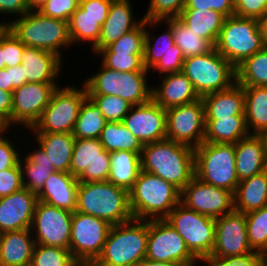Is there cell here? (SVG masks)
<instances>
[{"label": "cell", "instance_id": "7a4b0ae2", "mask_svg": "<svg viewBox=\"0 0 267 266\" xmlns=\"http://www.w3.org/2000/svg\"><path fill=\"white\" fill-rule=\"evenodd\" d=\"M76 211L106 220L111 225L134 219L129 191L109 181L79 182Z\"/></svg>", "mask_w": 267, "mask_h": 266}, {"label": "cell", "instance_id": "836d02e7", "mask_svg": "<svg viewBox=\"0 0 267 266\" xmlns=\"http://www.w3.org/2000/svg\"><path fill=\"white\" fill-rule=\"evenodd\" d=\"M31 152L25 159L20 158L19 165L22 171L23 187L37 194L43 188L47 178L56 170L40 146Z\"/></svg>", "mask_w": 267, "mask_h": 266}, {"label": "cell", "instance_id": "680465c9", "mask_svg": "<svg viewBox=\"0 0 267 266\" xmlns=\"http://www.w3.org/2000/svg\"><path fill=\"white\" fill-rule=\"evenodd\" d=\"M13 92L0 89V128L12 126ZM11 125V126H10Z\"/></svg>", "mask_w": 267, "mask_h": 266}, {"label": "cell", "instance_id": "52a82bcc", "mask_svg": "<svg viewBox=\"0 0 267 266\" xmlns=\"http://www.w3.org/2000/svg\"><path fill=\"white\" fill-rule=\"evenodd\" d=\"M263 48L258 19L236 15L225 18L215 49L235 68Z\"/></svg>", "mask_w": 267, "mask_h": 266}, {"label": "cell", "instance_id": "9f6ffc18", "mask_svg": "<svg viewBox=\"0 0 267 266\" xmlns=\"http://www.w3.org/2000/svg\"><path fill=\"white\" fill-rule=\"evenodd\" d=\"M184 55L182 51H170L163 55L160 61L152 68L158 71L159 76L182 72Z\"/></svg>", "mask_w": 267, "mask_h": 266}, {"label": "cell", "instance_id": "e0dca14e", "mask_svg": "<svg viewBox=\"0 0 267 266\" xmlns=\"http://www.w3.org/2000/svg\"><path fill=\"white\" fill-rule=\"evenodd\" d=\"M110 167V153L99 139H75L70 174L79 182L107 181Z\"/></svg>", "mask_w": 267, "mask_h": 266}, {"label": "cell", "instance_id": "ab89813d", "mask_svg": "<svg viewBox=\"0 0 267 266\" xmlns=\"http://www.w3.org/2000/svg\"><path fill=\"white\" fill-rule=\"evenodd\" d=\"M106 18H93L78 6L68 21L69 36L73 44L88 42L92 48L97 44L100 29Z\"/></svg>", "mask_w": 267, "mask_h": 266}, {"label": "cell", "instance_id": "91938a15", "mask_svg": "<svg viewBox=\"0 0 267 266\" xmlns=\"http://www.w3.org/2000/svg\"><path fill=\"white\" fill-rule=\"evenodd\" d=\"M29 11L27 0H0V13L21 17Z\"/></svg>", "mask_w": 267, "mask_h": 266}, {"label": "cell", "instance_id": "6f0895ef", "mask_svg": "<svg viewBox=\"0 0 267 266\" xmlns=\"http://www.w3.org/2000/svg\"><path fill=\"white\" fill-rule=\"evenodd\" d=\"M112 0H80L79 6L93 18H107Z\"/></svg>", "mask_w": 267, "mask_h": 266}, {"label": "cell", "instance_id": "7bdbcfd3", "mask_svg": "<svg viewBox=\"0 0 267 266\" xmlns=\"http://www.w3.org/2000/svg\"><path fill=\"white\" fill-rule=\"evenodd\" d=\"M146 20L144 19L136 28L124 34L116 42L97 53H129V55H144Z\"/></svg>", "mask_w": 267, "mask_h": 266}, {"label": "cell", "instance_id": "ac0fdd59", "mask_svg": "<svg viewBox=\"0 0 267 266\" xmlns=\"http://www.w3.org/2000/svg\"><path fill=\"white\" fill-rule=\"evenodd\" d=\"M57 83H25L13 91L12 126L31 128L50 103Z\"/></svg>", "mask_w": 267, "mask_h": 266}, {"label": "cell", "instance_id": "003e7915", "mask_svg": "<svg viewBox=\"0 0 267 266\" xmlns=\"http://www.w3.org/2000/svg\"><path fill=\"white\" fill-rule=\"evenodd\" d=\"M5 68L4 56L2 51V31L0 32V70Z\"/></svg>", "mask_w": 267, "mask_h": 266}, {"label": "cell", "instance_id": "30bf717a", "mask_svg": "<svg viewBox=\"0 0 267 266\" xmlns=\"http://www.w3.org/2000/svg\"><path fill=\"white\" fill-rule=\"evenodd\" d=\"M82 85V89L70 85L58 86L40 119L27 130L34 133L72 134L81 105L88 97L86 87Z\"/></svg>", "mask_w": 267, "mask_h": 266}, {"label": "cell", "instance_id": "b9f144b4", "mask_svg": "<svg viewBox=\"0 0 267 266\" xmlns=\"http://www.w3.org/2000/svg\"><path fill=\"white\" fill-rule=\"evenodd\" d=\"M245 215L251 249L267 256V206Z\"/></svg>", "mask_w": 267, "mask_h": 266}, {"label": "cell", "instance_id": "3957f363", "mask_svg": "<svg viewBox=\"0 0 267 266\" xmlns=\"http://www.w3.org/2000/svg\"><path fill=\"white\" fill-rule=\"evenodd\" d=\"M181 191L152 173L141 171L129 191L130 209L134 219H165L180 203Z\"/></svg>", "mask_w": 267, "mask_h": 266}, {"label": "cell", "instance_id": "ee69618b", "mask_svg": "<svg viewBox=\"0 0 267 266\" xmlns=\"http://www.w3.org/2000/svg\"><path fill=\"white\" fill-rule=\"evenodd\" d=\"M78 262L68 249L35 244L31 266H75Z\"/></svg>", "mask_w": 267, "mask_h": 266}, {"label": "cell", "instance_id": "681fc988", "mask_svg": "<svg viewBox=\"0 0 267 266\" xmlns=\"http://www.w3.org/2000/svg\"><path fill=\"white\" fill-rule=\"evenodd\" d=\"M25 45L6 26L2 30V51L5 67H14L22 63Z\"/></svg>", "mask_w": 267, "mask_h": 266}, {"label": "cell", "instance_id": "44dd1931", "mask_svg": "<svg viewBox=\"0 0 267 266\" xmlns=\"http://www.w3.org/2000/svg\"><path fill=\"white\" fill-rule=\"evenodd\" d=\"M37 201V194L24 187L0 198V234L30 229Z\"/></svg>", "mask_w": 267, "mask_h": 266}, {"label": "cell", "instance_id": "7dc6e473", "mask_svg": "<svg viewBox=\"0 0 267 266\" xmlns=\"http://www.w3.org/2000/svg\"><path fill=\"white\" fill-rule=\"evenodd\" d=\"M185 4L186 0H150L147 12L142 17L150 21L178 18Z\"/></svg>", "mask_w": 267, "mask_h": 266}, {"label": "cell", "instance_id": "03108f58", "mask_svg": "<svg viewBox=\"0 0 267 266\" xmlns=\"http://www.w3.org/2000/svg\"><path fill=\"white\" fill-rule=\"evenodd\" d=\"M48 0H27L29 10H38L41 8Z\"/></svg>", "mask_w": 267, "mask_h": 266}, {"label": "cell", "instance_id": "8d00e7d4", "mask_svg": "<svg viewBox=\"0 0 267 266\" xmlns=\"http://www.w3.org/2000/svg\"><path fill=\"white\" fill-rule=\"evenodd\" d=\"M99 140L109 153L131 151L141 154L143 148V144L127 129L123 122H106Z\"/></svg>", "mask_w": 267, "mask_h": 266}, {"label": "cell", "instance_id": "f546056e", "mask_svg": "<svg viewBox=\"0 0 267 266\" xmlns=\"http://www.w3.org/2000/svg\"><path fill=\"white\" fill-rule=\"evenodd\" d=\"M267 206V170L240 181L234 193L235 211L247 214Z\"/></svg>", "mask_w": 267, "mask_h": 266}, {"label": "cell", "instance_id": "603a6c76", "mask_svg": "<svg viewBox=\"0 0 267 266\" xmlns=\"http://www.w3.org/2000/svg\"><path fill=\"white\" fill-rule=\"evenodd\" d=\"M79 181L72 174L54 171L37 193L38 201L75 212L77 208Z\"/></svg>", "mask_w": 267, "mask_h": 266}, {"label": "cell", "instance_id": "db71d44e", "mask_svg": "<svg viewBox=\"0 0 267 266\" xmlns=\"http://www.w3.org/2000/svg\"><path fill=\"white\" fill-rule=\"evenodd\" d=\"M23 188L22 171L19 163L10 169L0 171V198Z\"/></svg>", "mask_w": 267, "mask_h": 266}, {"label": "cell", "instance_id": "ba28073f", "mask_svg": "<svg viewBox=\"0 0 267 266\" xmlns=\"http://www.w3.org/2000/svg\"><path fill=\"white\" fill-rule=\"evenodd\" d=\"M149 72H120L101 64L96 74L88 77L83 84L88 95H112L127 100L131 105H140L151 99ZM147 75V76H146Z\"/></svg>", "mask_w": 267, "mask_h": 266}, {"label": "cell", "instance_id": "6da1fadb", "mask_svg": "<svg viewBox=\"0 0 267 266\" xmlns=\"http://www.w3.org/2000/svg\"><path fill=\"white\" fill-rule=\"evenodd\" d=\"M141 164L143 171L161 177L180 191L195 177L194 149L169 139L144 144Z\"/></svg>", "mask_w": 267, "mask_h": 266}, {"label": "cell", "instance_id": "4316f807", "mask_svg": "<svg viewBox=\"0 0 267 266\" xmlns=\"http://www.w3.org/2000/svg\"><path fill=\"white\" fill-rule=\"evenodd\" d=\"M201 98L204 103L205 119L244 116V90L237 82L227 89L206 94Z\"/></svg>", "mask_w": 267, "mask_h": 266}, {"label": "cell", "instance_id": "d4e9b609", "mask_svg": "<svg viewBox=\"0 0 267 266\" xmlns=\"http://www.w3.org/2000/svg\"><path fill=\"white\" fill-rule=\"evenodd\" d=\"M234 145L239 182L267 170V148L262 135L250 134Z\"/></svg>", "mask_w": 267, "mask_h": 266}, {"label": "cell", "instance_id": "4dcf8cb0", "mask_svg": "<svg viewBox=\"0 0 267 266\" xmlns=\"http://www.w3.org/2000/svg\"><path fill=\"white\" fill-rule=\"evenodd\" d=\"M110 172L107 181L130 191L142 171L141 154L131 151L110 153Z\"/></svg>", "mask_w": 267, "mask_h": 266}, {"label": "cell", "instance_id": "816d5d0a", "mask_svg": "<svg viewBox=\"0 0 267 266\" xmlns=\"http://www.w3.org/2000/svg\"><path fill=\"white\" fill-rule=\"evenodd\" d=\"M235 0H186L183 10H214L226 18L234 15Z\"/></svg>", "mask_w": 267, "mask_h": 266}, {"label": "cell", "instance_id": "f35d334b", "mask_svg": "<svg viewBox=\"0 0 267 266\" xmlns=\"http://www.w3.org/2000/svg\"><path fill=\"white\" fill-rule=\"evenodd\" d=\"M106 122L101 110L87 97L81 105L72 135L75 139H99Z\"/></svg>", "mask_w": 267, "mask_h": 266}, {"label": "cell", "instance_id": "6125c7cd", "mask_svg": "<svg viewBox=\"0 0 267 266\" xmlns=\"http://www.w3.org/2000/svg\"><path fill=\"white\" fill-rule=\"evenodd\" d=\"M0 89L10 92V67L0 70Z\"/></svg>", "mask_w": 267, "mask_h": 266}, {"label": "cell", "instance_id": "4fadbf2b", "mask_svg": "<svg viewBox=\"0 0 267 266\" xmlns=\"http://www.w3.org/2000/svg\"><path fill=\"white\" fill-rule=\"evenodd\" d=\"M146 258L174 262L181 266H197L199 261L190 252L181 235L165 219L148 220Z\"/></svg>", "mask_w": 267, "mask_h": 266}, {"label": "cell", "instance_id": "f5cc1de1", "mask_svg": "<svg viewBox=\"0 0 267 266\" xmlns=\"http://www.w3.org/2000/svg\"><path fill=\"white\" fill-rule=\"evenodd\" d=\"M8 130L10 129L0 128V171L15 167L22 157L13 145L15 143L5 138V131L9 134Z\"/></svg>", "mask_w": 267, "mask_h": 266}, {"label": "cell", "instance_id": "d6986e66", "mask_svg": "<svg viewBox=\"0 0 267 266\" xmlns=\"http://www.w3.org/2000/svg\"><path fill=\"white\" fill-rule=\"evenodd\" d=\"M252 251L244 213L234 210L215 218V244L209 257L236 256Z\"/></svg>", "mask_w": 267, "mask_h": 266}, {"label": "cell", "instance_id": "e575fe53", "mask_svg": "<svg viewBox=\"0 0 267 266\" xmlns=\"http://www.w3.org/2000/svg\"><path fill=\"white\" fill-rule=\"evenodd\" d=\"M243 90L248 130L250 134L262 135L267 130V87L251 86Z\"/></svg>", "mask_w": 267, "mask_h": 266}, {"label": "cell", "instance_id": "d6a6232c", "mask_svg": "<svg viewBox=\"0 0 267 266\" xmlns=\"http://www.w3.org/2000/svg\"><path fill=\"white\" fill-rule=\"evenodd\" d=\"M225 16L214 10H182L178 19L198 36L217 43Z\"/></svg>", "mask_w": 267, "mask_h": 266}, {"label": "cell", "instance_id": "8fae6325", "mask_svg": "<svg viewBox=\"0 0 267 266\" xmlns=\"http://www.w3.org/2000/svg\"><path fill=\"white\" fill-rule=\"evenodd\" d=\"M165 220L181 235L190 252L199 260L198 264L211 255L215 244V218L179 203Z\"/></svg>", "mask_w": 267, "mask_h": 266}, {"label": "cell", "instance_id": "9a60e30c", "mask_svg": "<svg viewBox=\"0 0 267 266\" xmlns=\"http://www.w3.org/2000/svg\"><path fill=\"white\" fill-rule=\"evenodd\" d=\"M72 215L68 210L37 201L30 227L35 244L69 250Z\"/></svg>", "mask_w": 267, "mask_h": 266}, {"label": "cell", "instance_id": "5b68a950", "mask_svg": "<svg viewBox=\"0 0 267 266\" xmlns=\"http://www.w3.org/2000/svg\"><path fill=\"white\" fill-rule=\"evenodd\" d=\"M4 25L25 46L50 51L61 58L63 51L60 50L72 46L68 22L43 16L37 10H29L16 20L4 22Z\"/></svg>", "mask_w": 267, "mask_h": 266}, {"label": "cell", "instance_id": "c3c4849f", "mask_svg": "<svg viewBox=\"0 0 267 266\" xmlns=\"http://www.w3.org/2000/svg\"><path fill=\"white\" fill-rule=\"evenodd\" d=\"M202 262L206 263L204 266H266L267 256L261 252L252 251L236 256L207 257Z\"/></svg>", "mask_w": 267, "mask_h": 266}, {"label": "cell", "instance_id": "1f68e13d", "mask_svg": "<svg viewBox=\"0 0 267 266\" xmlns=\"http://www.w3.org/2000/svg\"><path fill=\"white\" fill-rule=\"evenodd\" d=\"M204 142L236 144L250 135L245 116L205 119Z\"/></svg>", "mask_w": 267, "mask_h": 266}, {"label": "cell", "instance_id": "ffe728a7", "mask_svg": "<svg viewBox=\"0 0 267 266\" xmlns=\"http://www.w3.org/2000/svg\"><path fill=\"white\" fill-rule=\"evenodd\" d=\"M122 122L143 145L166 139V110L152 99L132 106Z\"/></svg>", "mask_w": 267, "mask_h": 266}, {"label": "cell", "instance_id": "83f0119b", "mask_svg": "<svg viewBox=\"0 0 267 266\" xmlns=\"http://www.w3.org/2000/svg\"><path fill=\"white\" fill-rule=\"evenodd\" d=\"M31 229L0 234V266H29L35 246Z\"/></svg>", "mask_w": 267, "mask_h": 266}, {"label": "cell", "instance_id": "7c38bea8", "mask_svg": "<svg viewBox=\"0 0 267 266\" xmlns=\"http://www.w3.org/2000/svg\"><path fill=\"white\" fill-rule=\"evenodd\" d=\"M112 225L101 218L73 212L69 250L78 263H93L101 254Z\"/></svg>", "mask_w": 267, "mask_h": 266}, {"label": "cell", "instance_id": "f907efd6", "mask_svg": "<svg viewBox=\"0 0 267 266\" xmlns=\"http://www.w3.org/2000/svg\"><path fill=\"white\" fill-rule=\"evenodd\" d=\"M80 0H48L39 11L43 16L69 21Z\"/></svg>", "mask_w": 267, "mask_h": 266}, {"label": "cell", "instance_id": "cb8c5ba5", "mask_svg": "<svg viewBox=\"0 0 267 266\" xmlns=\"http://www.w3.org/2000/svg\"><path fill=\"white\" fill-rule=\"evenodd\" d=\"M160 77H162L160 87L151 86V99L165 110L201 98L195 91L191 80L183 72H175Z\"/></svg>", "mask_w": 267, "mask_h": 266}, {"label": "cell", "instance_id": "277c9868", "mask_svg": "<svg viewBox=\"0 0 267 266\" xmlns=\"http://www.w3.org/2000/svg\"><path fill=\"white\" fill-rule=\"evenodd\" d=\"M148 220L132 219L112 225L101 254L93 262L97 266H137L146 258Z\"/></svg>", "mask_w": 267, "mask_h": 266}, {"label": "cell", "instance_id": "484cf974", "mask_svg": "<svg viewBox=\"0 0 267 266\" xmlns=\"http://www.w3.org/2000/svg\"><path fill=\"white\" fill-rule=\"evenodd\" d=\"M62 61L53 52L25 46L21 63L24 78L29 83H56L55 79L62 70Z\"/></svg>", "mask_w": 267, "mask_h": 266}, {"label": "cell", "instance_id": "a7ac6f4b", "mask_svg": "<svg viewBox=\"0 0 267 266\" xmlns=\"http://www.w3.org/2000/svg\"><path fill=\"white\" fill-rule=\"evenodd\" d=\"M264 140H265V144H266V148H267V130L262 134Z\"/></svg>", "mask_w": 267, "mask_h": 266}, {"label": "cell", "instance_id": "60d3db41", "mask_svg": "<svg viewBox=\"0 0 267 266\" xmlns=\"http://www.w3.org/2000/svg\"><path fill=\"white\" fill-rule=\"evenodd\" d=\"M236 82L243 87H267V48L245 59L236 68Z\"/></svg>", "mask_w": 267, "mask_h": 266}, {"label": "cell", "instance_id": "11a10c76", "mask_svg": "<svg viewBox=\"0 0 267 266\" xmlns=\"http://www.w3.org/2000/svg\"><path fill=\"white\" fill-rule=\"evenodd\" d=\"M267 13V0H235L234 15L260 19Z\"/></svg>", "mask_w": 267, "mask_h": 266}, {"label": "cell", "instance_id": "d590c367", "mask_svg": "<svg viewBox=\"0 0 267 266\" xmlns=\"http://www.w3.org/2000/svg\"><path fill=\"white\" fill-rule=\"evenodd\" d=\"M168 25L173 33L175 45H177L185 58L206 55L211 52L215 46L206 39L201 38L195 32L190 31L178 18H170L162 22Z\"/></svg>", "mask_w": 267, "mask_h": 266}, {"label": "cell", "instance_id": "e7e4bbea", "mask_svg": "<svg viewBox=\"0 0 267 266\" xmlns=\"http://www.w3.org/2000/svg\"><path fill=\"white\" fill-rule=\"evenodd\" d=\"M259 28L262 35L263 45L267 48V13L260 19H258Z\"/></svg>", "mask_w": 267, "mask_h": 266}, {"label": "cell", "instance_id": "8c879c8a", "mask_svg": "<svg viewBox=\"0 0 267 266\" xmlns=\"http://www.w3.org/2000/svg\"><path fill=\"white\" fill-rule=\"evenodd\" d=\"M75 266H83V263H77Z\"/></svg>", "mask_w": 267, "mask_h": 266}, {"label": "cell", "instance_id": "8992f818", "mask_svg": "<svg viewBox=\"0 0 267 266\" xmlns=\"http://www.w3.org/2000/svg\"><path fill=\"white\" fill-rule=\"evenodd\" d=\"M195 177L235 193L239 183L235 145L203 142L194 149Z\"/></svg>", "mask_w": 267, "mask_h": 266}, {"label": "cell", "instance_id": "2e32d148", "mask_svg": "<svg viewBox=\"0 0 267 266\" xmlns=\"http://www.w3.org/2000/svg\"><path fill=\"white\" fill-rule=\"evenodd\" d=\"M180 203L212 218L233 212L234 193L227 189L204 183L194 177L182 190Z\"/></svg>", "mask_w": 267, "mask_h": 266}, {"label": "cell", "instance_id": "94428289", "mask_svg": "<svg viewBox=\"0 0 267 266\" xmlns=\"http://www.w3.org/2000/svg\"><path fill=\"white\" fill-rule=\"evenodd\" d=\"M22 65H17L10 67V92H13L16 88L27 83L26 78H24Z\"/></svg>", "mask_w": 267, "mask_h": 266}, {"label": "cell", "instance_id": "2644e50d", "mask_svg": "<svg viewBox=\"0 0 267 266\" xmlns=\"http://www.w3.org/2000/svg\"><path fill=\"white\" fill-rule=\"evenodd\" d=\"M83 266H97L94 263H83Z\"/></svg>", "mask_w": 267, "mask_h": 266}, {"label": "cell", "instance_id": "5bb4252c", "mask_svg": "<svg viewBox=\"0 0 267 266\" xmlns=\"http://www.w3.org/2000/svg\"><path fill=\"white\" fill-rule=\"evenodd\" d=\"M166 139L197 148L204 142L205 109L202 98L166 109Z\"/></svg>", "mask_w": 267, "mask_h": 266}, {"label": "cell", "instance_id": "89a4df30", "mask_svg": "<svg viewBox=\"0 0 267 266\" xmlns=\"http://www.w3.org/2000/svg\"><path fill=\"white\" fill-rule=\"evenodd\" d=\"M6 27V25H4V23L1 21L0 22V32Z\"/></svg>", "mask_w": 267, "mask_h": 266}, {"label": "cell", "instance_id": "bcb514c9", "mask_svg": "<svg viewBox=\"0 0 267 266\" xmlns=\"http://www.w3.org/2000/svg\"><path fill=\"white\" fill-rule=\"evenodd\" d=\"M102 56V65L120 72H150L143 64V55L129 53H96Z\"/></svg>", "mask_w": 267, "mask_h": 266}, {"label": "cell", "instance_id": "9c48e42d", "mask_svg": "<svg viewBox=\"0 0 267 266\" xmlns=\"http://www.w3.org/2000/svg\"><path fill=\"white\" fill-rule=\"evenodd\" d=\"M182 72L200 97L227 89L236 82L235 67L215 48L206 55L185 58Z\"/></svg>", "mask_w": 267, "mask_h": 266}, {"label": "cell", "instance_id": "7402d4cb", "mask_svg": "<svg viewBox=\"0 0 267 266\" xmlns=\"http://www.w3.org/2000/svg\"><path fill=\"white\" fill-rule=\"evenodd\" d=\"M130 0H112L109 13L101 26L99 40L92 48L93 53L106 48L111 43L116 42L127 32L136 28L144 18L134 20L132 4Z\"/></svg>", "mask_w": 267, "mask_h": 266}, {"label": "cell", "instance_id": "74e56055", "mask_svg": "<svg viewBox=\"0 0 267 266\" xmlns=\"http://www.w3.org/2000/svg\"><path fill=\"white\" fill-rule=\"evenodd\" d=\"M159 22L162 24V21L146 20L143 64L148 71L151 70L167 52L181 51V49L177 45H175L172 30L168 25L165 33H161V35H159L156 40L155 37H152L153 35H151V33L149 32L150 30H148L147 28H155L156 25L159 24ZM149 25L151 26L148 27ZM152 39L155 41H152Z\"/></svg>", "mask_w": 267, "mask_h": 266}, {"label": "cell", "instance_id": "be15d7a7", "mask_svg": "<svg viewBox=\"0 0 267 266\" xmlns=\"http://www.w3.org/2000/svg\"><path fill=\"white\" fill-rule=\"evenodd\" d=\"M137 266H181L174 262L153 261L144 258Z\"/></svg>", "mask_w": 267, "mask_h": 266}, {"label": "cell", "instance_id": "f1b7e54d", "mask_svg": "<svg viewBox=\"0 0 267 266\" xmlns=\"http://www.w3.org/2000/svg\"><path fill=\"white\" fill-rule=\"evenodd\" d=\"M34 136L54 169L70 173L74 136L71 133H35Z\"/></svg>", "mask_w": 267, "mask_h": 266}, {"label": "cell", "instance_id": "f6af8a7d", "mask_svg": "<svg viewBox=\"0 0 267 266\" xmlns=\"http://www.w3.org/2000/svg\"><path fill=\"white\" fill-rule=\"evenodd\" d=\"M103 113L107 122H122L131 105L127 100L112 95H88Z\"/></svg>", "mask_w": 267, "mask_h": 266}]
</instances>
